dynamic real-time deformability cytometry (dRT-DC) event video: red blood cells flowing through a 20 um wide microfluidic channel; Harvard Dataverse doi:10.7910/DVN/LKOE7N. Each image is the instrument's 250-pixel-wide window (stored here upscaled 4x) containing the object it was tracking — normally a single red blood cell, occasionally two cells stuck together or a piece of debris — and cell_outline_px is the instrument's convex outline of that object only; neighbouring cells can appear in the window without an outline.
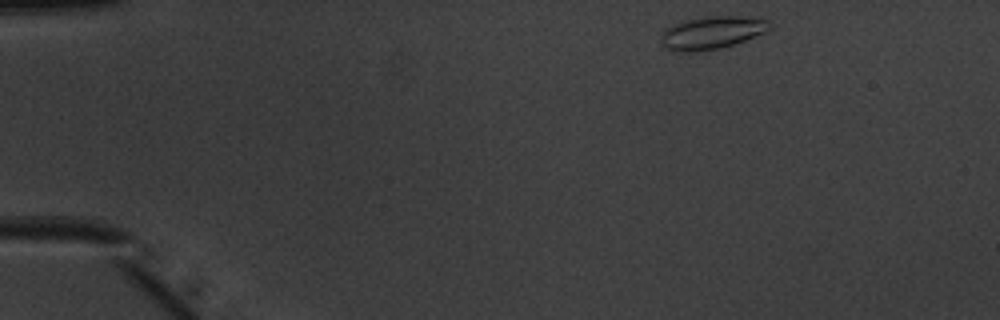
{"species": "common noctule bat (a hibernating species)", "species_latin": "Nyctalus noctula", "temperature_condition": "warm", "stored_images_in_passage": 44, "camera_frame_rate_fps": 3000, "um_per_image_px": 0.085, "animal": {"sex": "male", "body_mass_g": 20.1, "forearm_length_mm": 53.5}, "frame": {"image": 1, "passage_image": 1, "time_ms": 0.0, "image_size_px": [1000, 320], "cell_outline_px": [[772, 28], [756, 36], [720, 48], [696, 52], [688, 52], [664, 48], [660, 32], [672, 24], [680, 20], [708, 16], [736, 16], [768, 20], [772, 24]], "centroid_in_image_um": [60.47, 2.76], "position_along_channel_um": 24.5, "area_um2": 20.75}}
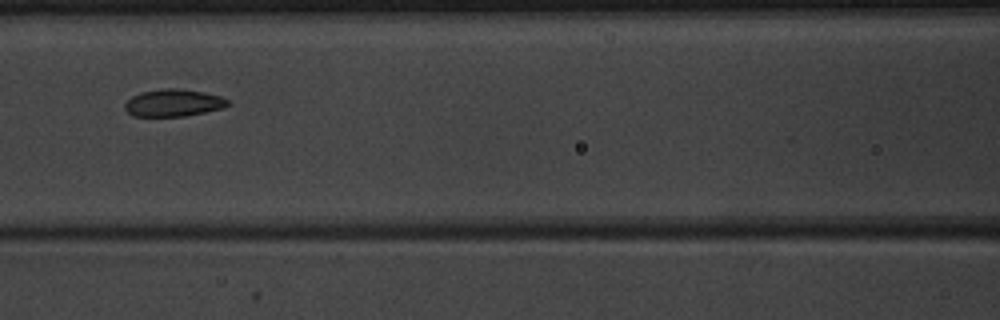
{"frame": {"image": 2, "passage_image": 17, "time_ms": 5.333, "image_size_px": [1000, 320], "cell_outline_px": [[232, 104], [224, 108], [184, 116], [132, 116], [124, 108], [124, 104], [132, 96], [140, 92], [164, 88], [184, 88], [204, 92], [220, 96], [228, 100]], "centroid_in_image_um": [14.76, 8.73], "position_along_channel_um": 151.8, "area_um2": 16.53}}
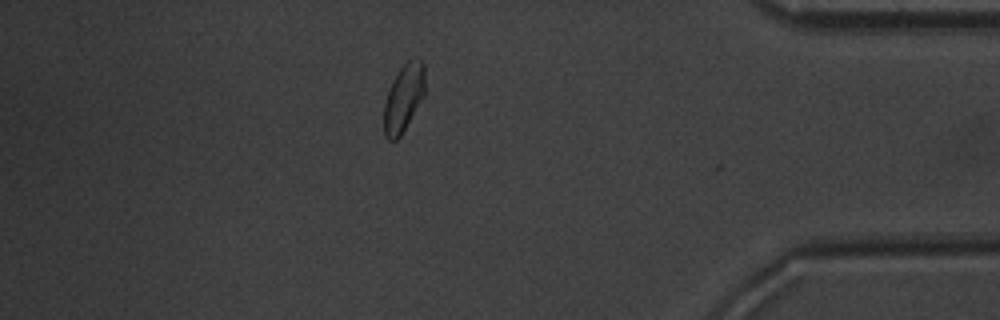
{"frame": {"image": 3, "passage_image": 38, "time_ms": 12.333, "image_size_px": [1000, 320], "cell_outline_px": [[424, 96], [400, 136], [396, 140], [388, 140], [384, 136], [384, 104], [388, 92], [400, 68], [408, 60], [420, 60], [424, 64]], "centroid_in_image_um": [34.3, 8.36], "position_along_channel_um": 400.9, "area_um2": 15.72}, "authors_computed_cell_mechanics": {"area_um2": 16.5308, "velocity_mm_per_s": 4.0158, "shape_relaxation_time_tau1_ms": 2.5449, "shape_relaxation_time_tau2_ms": 1.039, "deformation_change_tau1": 0.1023, "deformation_change_tau2": 0.0505}}